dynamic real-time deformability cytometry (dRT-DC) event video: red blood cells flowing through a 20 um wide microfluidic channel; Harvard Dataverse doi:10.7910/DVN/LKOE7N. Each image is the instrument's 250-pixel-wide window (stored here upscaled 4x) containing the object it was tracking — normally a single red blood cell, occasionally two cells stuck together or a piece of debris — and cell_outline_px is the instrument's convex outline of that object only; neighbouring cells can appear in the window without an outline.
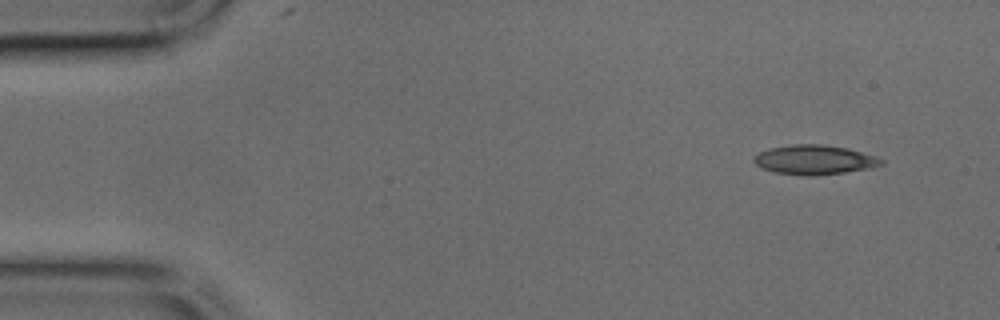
{"species": "common noctule bat (a hibernating species)", "species_latin": "Nyctalus noctula", "temperature_condition": "cold", "stored_images_in_passage": 41, "camera_frame_rate_fps": 3000, "um_per_image_px": 0.085, "animal": {"sex": "male", "body_mass_g": 17.9, "forearm_length_mm": 54.2}, "frame": {"image": 1, "passage_image": 1, "time_ms": 0.0, "image_size_px": [1000, 320], "cell_outline_px": [[884, 164], [872, 168], [844, 172], [812, 176], [804, 176], [776, 172], [764, 168], [756, 164], [752, 160], [760, 152], [768, 148], [792, 144], [824, 144], [848, 148], [876, 156], [884, 160]], "centroid_in_image_um": [69.27, 13.57], "position_along_channel_um": 15.7, "area_um2": 21.91}}
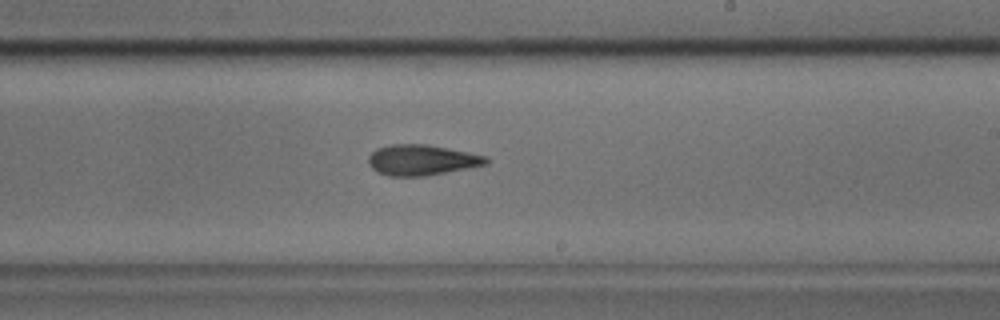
{"frame": {"image": 2, "passage_image": 23, "time_ms": 7.333, "image_size_px": [1000, 320], "cell_outline_px": [[492, 160], [488, 164], [424, 176], [388, 176], [372, 168], [368, 164], [368, 156], [376, 148], [392, 144], [424, 144], [448, 148], [488, 156]], "centroid_in_image_um": [35.86, 13.59], "position_along_channel_um": 253.1, "area_um2": 20.98}}
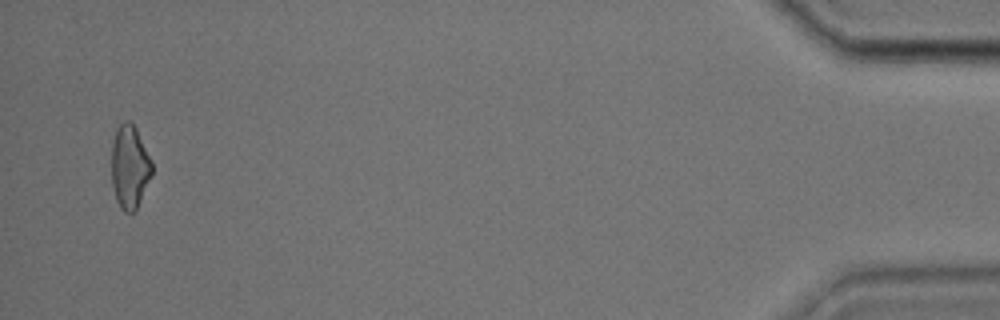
{"frame": {"image": 3, "passage_image": 40, "time_ms": 13.0, "image_size_px": [1000, 320], "cell_outline_px": [[152, 176], [136, 208], [132, 212], [124, 212], [120, 208], [116, 200], [112, 184], [112, 144], [116, 128], [124, 120], [128, 120], [136, 128], [152, 160]], "centroid_in_image_um": [11.02, 14.17], "position_along_channel_um": 424.2, "area_um2": 19.65}}